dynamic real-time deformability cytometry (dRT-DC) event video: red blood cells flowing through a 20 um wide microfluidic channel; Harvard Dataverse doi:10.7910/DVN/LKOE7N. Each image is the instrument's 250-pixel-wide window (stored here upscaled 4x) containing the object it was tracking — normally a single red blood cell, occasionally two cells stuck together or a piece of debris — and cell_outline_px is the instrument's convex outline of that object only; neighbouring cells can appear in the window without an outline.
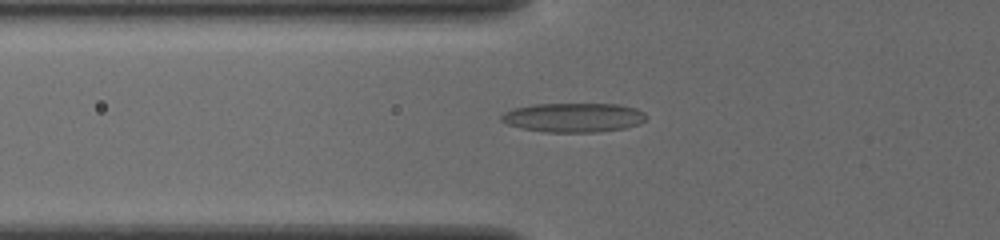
{"species": "common noctule bat (a hibernating species)", "species_latin": "Nyctalus noctula", "temperature_condition": "cold", "stored_images_in_passage": 55, "camera_frame_rate_fps": 3000, "um_per_image_px": 0.085, "animal": {"sex": "female", "body_mass_g": 19.5, "forearm_length_mm": 54.1}, "frame": {"image": 1, "passage_image": 22, "time_ms": 7.0, "image_size_px": [1000, 240], "cell_outline_px": [[644, 120], [640, 124], [624, 128], [596, 132], [544, 132], [520, 128], [508, 124], [500, 120], [500, 116], [504, 112], [516, 108], [532, 104], [616, 104], [636, 108], [644, 112]], "centroid_in_image_um": [48.72, 9.99], "position_along_channel_um": 77.1, "area_um2": 24.62}}
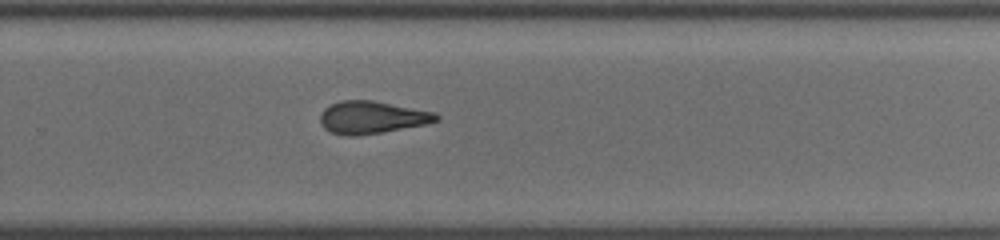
{"frame": {"image": 2, "passage_image": 39, "time_ms": 12.667, "image_size_px": [1000, 240], "cell_outline_px": [[440, 120], [424, 124], [380, 132], [356, 136], [348, 136], [332, 132], [324, 128], [320, 124], [320, 112], [324, 108], [340, 100], [372, 100], [436, 112], [440, 116]], "centroid_in_image_um": [31.59, 9.96], "position_along_channel_um": 298.2, "area_um2": 21.91}}
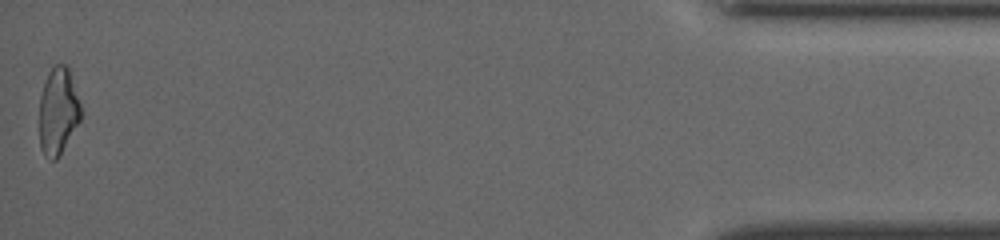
{"frame": {"image": 3, "passage_image": 55, "time_ms": 18.0, "image_size_px": [1000, 240], "cell_outline_px": [[80, 120], [60, 156], [56, 160], [48, 160], [44, 156], [40, 148], [40, 96], [48, 72], [52, 64], [68, 64], [80, 104]], "centroid_in_image_um": [4.93, 9.45], "position_along_channel_um": 430.3, "area_um2": 21.21}, "authors_computed_cell_mechanics": {"area_um2": 22.4842, "velocity_mm_per_s": 3.9187, "shape_relaxation_time_tau1_ms": null, "shape_relaxation_time_tau2_ms": 3.2237, "deformation_change_tau1": null, "deformation_change_tau2": 0.1247}}